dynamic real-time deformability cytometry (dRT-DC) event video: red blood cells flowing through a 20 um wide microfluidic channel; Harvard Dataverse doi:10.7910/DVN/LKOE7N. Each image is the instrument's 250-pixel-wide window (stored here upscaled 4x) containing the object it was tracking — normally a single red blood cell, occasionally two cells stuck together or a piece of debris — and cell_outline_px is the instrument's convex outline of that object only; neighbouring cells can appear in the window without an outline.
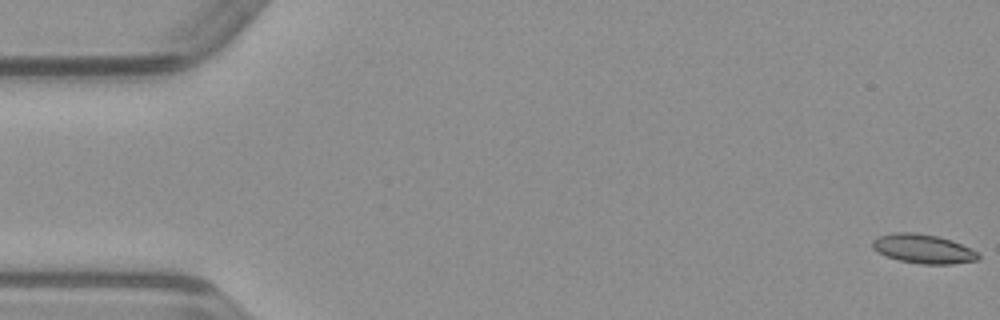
{"species": "common noctule bat (a hibernating species)", "species_latin": "Nyctalus noctula", "temperature_condition": "warm", "stored_images_in_passage": 50, "camera_frame_rate_fps": 3000, "um_per_image_px": 0.085, "animal": {"sex": "male", "body_mass_g": 23.1, "forearm_length_mm": 52.7}, "frame": {"image": 1, "passage_image": 1, "time_ms": 0.0, "image_size_px": [1000, 320], "cell_outline_px": [[980, 260], [952, 264], [920, 264], [900, 260], [876, 252], [872, 248], [872, 240], [876, 236], [892, 232], [916, 232], [936, 236], [952, 240], [980, 252]], "centroid_in_image_um": [78.48, 21.14], "position_along_channel_um": 6.5, "area_um2": 18.26}}
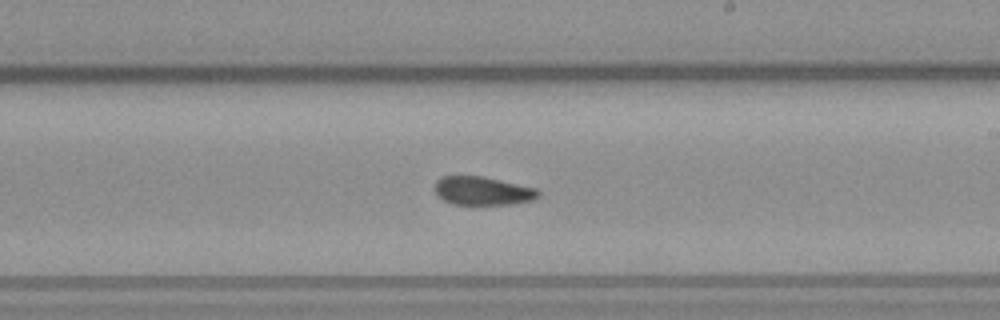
{"frame": {"image": 2, "passage_image": 29, "time_ms": 9.333, "image_size_px": [1000, 320], "cell_outline_px": [[540, 196], [532, 200], [512, 204], [452, 204], [444, 200], [436, 192], [436, 180], [440, 176], [484, 176], [536, 188], [540, 192]], "centroid_in_image_um": [41.05, 16.21], "position_along_channel_um": 248.0, "area_um2": 17.11}}
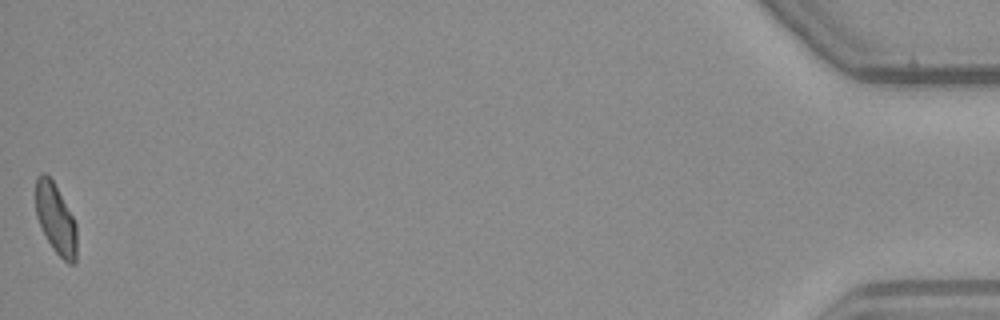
{"frame": {"image": 3, "passage_image": 50, "time_ms": 16.333, "image_size_px": [1000, 320], "cell_outline_px": [[76, 264], [68, 264], [52, 248], [36, 216], [36, 176], [40, 172], [44, 172], [52, 180], [72, 216], [76, 224]], "centroid_in_image_um": [4.73, 18.61], "position_along_channel_um": 430.5, "area_um2": 16.53}}